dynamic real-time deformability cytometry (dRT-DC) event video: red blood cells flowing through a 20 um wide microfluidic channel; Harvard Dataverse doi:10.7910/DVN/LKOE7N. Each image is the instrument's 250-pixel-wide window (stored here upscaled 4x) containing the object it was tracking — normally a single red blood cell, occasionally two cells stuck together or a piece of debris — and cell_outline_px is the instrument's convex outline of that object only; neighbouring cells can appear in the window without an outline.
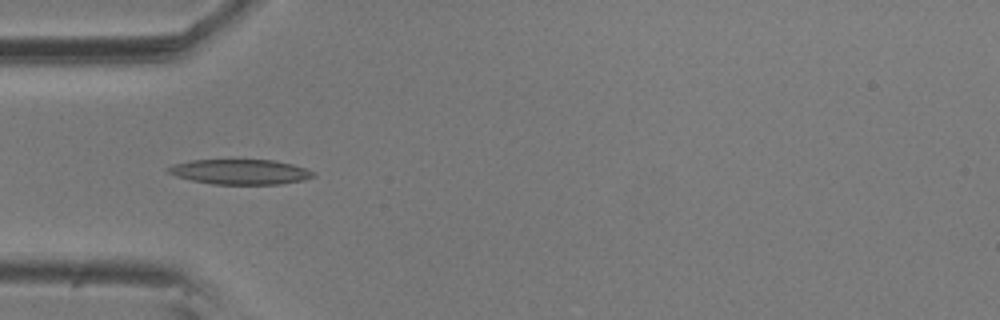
{"species": "common noctule bat (a hibernating species)", "species_latin": "Nyctalus noctula", "temperature_condition": "room temperature", "stored_images_in_passage": 6, "camera_frame_rate_fps": 3000, "um_per_image_px": 0.085, "animal": {"sex": "male", "body_mass_g": 20.5, "forearm_length_mm": 52.5}, "frame": {"image": 1, "passage_image": 6, "time_ms": 1.667, "image_size_px": [1000, 320], "cell_outline_px": [[316, 176], [300, 180], [280, 184], [212, 184], [192, 180], [176, 176], [168, 172], [164, 168], [188, 160], [276, 160], [292, 164], [316, 172]], "centroid_in_image_um": [20.41, 14.6], "position_along_channel_um": 64.6, "area_um2": 21.1}}